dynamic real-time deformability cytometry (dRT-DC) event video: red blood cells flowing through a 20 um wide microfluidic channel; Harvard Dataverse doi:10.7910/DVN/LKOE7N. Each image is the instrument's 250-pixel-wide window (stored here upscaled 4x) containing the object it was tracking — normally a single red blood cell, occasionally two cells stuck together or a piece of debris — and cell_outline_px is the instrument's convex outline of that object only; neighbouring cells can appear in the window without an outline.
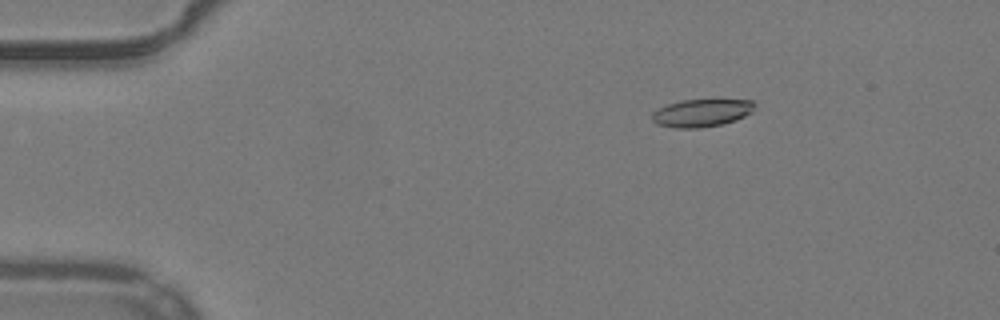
{"species": "common noctule bat (a hibernating species)", "species_latin": "Nyctalus noctula", "temperature_condition": "warm", "stored_images_in_passage": 15, "camera_frame_rate_fps": 3000, "um_per_image_px": 0.085, "animal": {"sex": "male", "body_mass_g": 19.2, "forearm_length_mm": 51.8}, "frame": {"image": 1, "passage_image": 9, "time_ms": 2.667, "image_size_px": [1000, 320], "cell_outline_px": [[756, 104], [752, 112], [736, 120], [724, 124], [700, 128], [676, 128], [656, 124], [652, 120], [652, 112], [656, 108], [680, 100], [752, 100]], "centroid_in_image_um": [59.62, 9.6], "position_along_channel_um": 25.4, "area_um2": 16.7}}